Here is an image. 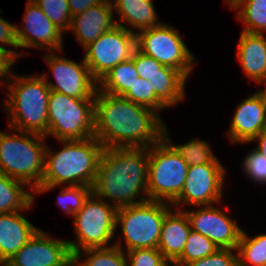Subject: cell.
Segmentation results:
<instances>
[{"label":"cell","instance_id":"9c48e42d","mask_svg":"<svg viewBox=\"0 0 266 266\" xmlns=\"http://www.w3.org/2000/svg\"><path fill=\"white\" fill-rule=\"evenodd\" d=\"M170 210L168 203L154 200L119 208L116 226L121 224L126 250L157 248L163 220Z\"/></svg>","mask_w":266,"mask_h":266},{"label":"cell","instance_id":"6da1fadb","mask_svg":"<svg viewBox=\"0 0 266 266\" xmlns=\"http://www.w3.org/2000/svg\"><path fill=\"white\" fill-rule=\"evenodd\" d=\"M163 126L156 111L97 89L94 137L104 148H149L162 139Z\"/></svg>","mask_w":266,"mask_h":266},{"label":"cell","instance_id":"8d00e7d4","mask_svg":"<svg viewBox=\"0 0 266 266\" xmlns=\"http://www.w3.org/2000/svg\"><path fill=\"white\" fill-rule=\"evenodd\" d=\"M244 172L249 175L251 179L258 183H266V158L253 149L252 152L247 154L243 162Z\"/></svg>","mask_w":266,"mask_h":266},{"label":"cell","instance_id":"60d3db41","mask_svg":"<svg viewBox=\"0 0 266 266\" xmlns=\"http://www.w3.org/2000/svg\"><path fill=\"white\" fill-rule=\"evenodd\" d=\"M258 140V147L255 148L266 158V129L259 133L251 142Z\"/></svg>","mask_w":266,"mask_h":266},{"label":"cell","instance_id":"d6986e66","mask_svg":"<svg viewBox=\"0 0 266 266\" xmlns=\"http://www.w3.org/2000/svg\"><path fill=\"white\" fill-rule=\"evenodd\" d=\"M38 230L19 212L0 214V265L7 263Z\"/></svg>","mask_w":266,"mask_h":266},{"label":"cell","instance_id":"484cf974","mask_svg":"<svg viewBox=\"0 0 266 266\" xmlns=\"http://www.w3.org/2000/svg\"><path fill=\"white\" fill-rule=\"evenodd\" d=\"M162 139L179 155L183 157L188 166L219 163L217 158L211 152L209 144L205 141L191 140L186 144L171 145V140L167 138L166 126L162 129Z\"/></svg>","mask_w":266,"mask_h":266},{"label":"cell","instance_id":"83f0119b","mask_svg":"<svg viewBox=\"0 0 266 266\" xmlns=\"http://www.w3.org/2000/svg\"><path fill=\"white\" fill-rule=\"evenodd\" d=\"M234 9L239 10L237 17L245 24L244 32L266 31V0H242Z\"/></svg>","mask_w":266,"mask_h":266},{"label":"cell","instance_id":"d590c367","mask_svg":"<svg viewBox=\"0 0 266 266\" xmlns=\"http://www.w3.org/2000/svg\"><path fill=\"white\" fill-rule=\"evenodd\" d=\"M235 249L219 248L207 257L191 261L185 266H238V256L232 251Z\"/></svg>","mask_w":266,"mask_h":266},{"label":"cell","instance_id":"ee69618b","mask_svg":"<svg viewBox=\"0 0 266 266\" xmlns=\"http://www.w3.org/2000/svg\"><path fill=\"white\" fill-rule=\"evenodd\" d=\"M74 265H75V266H78L77 264L74 263V261L71 262V264H70L69 266H74Z\"/></svg>","mask_w":266,"mask_h":266},{"label":"cell","instance_id":"2e32d148","mask_svg":"<svg viewBox=\"0 0 266 266\" xmlns=\"http://www.w3.org/2000/svg\"><path fill=\"white\" fill-rule=\"evenodd\" d=\"M24 25L16 27L18 44L22 48L37 47L61 51L62 31L59 30L33 1L27 0Z\"/></svg>","mask_w":266,"mask_h":266},{"label":"cell","instance_id":"1f68e13d","mask_svg":"<svg viewBox=\"0 0 266 266\" xmlns=\"http://www.w3.org/2000/svg\"><path fill=\"white\" fill-rule=\"evenodd\" d=\"M49 18V20L62 32L71 25V14L68 0H33Z\"/></svg>","mask_w":266,"mask_h":266},{"label":"cell","instance_id":"30bf717a","mask_svg":"<svg viewBox=\"0 0 266 266\" xmlns=\"http://www.w3.org/2000/svg\"><path fill=\"white\" fill-rule=\"evenodd\" d=\"M136 48L164 66L180 71L186 78L192 71L194 57L180 34L170 25L162 23L136 33Z\"/></svg>","mask_w":266,"mask_h":266},{"label":"cell","instance_id":"5bb4252c","mask_svg":"<svg viewBox=\"0 0 266 266\" xmlns=\"http://www.w3.org/2000/svg\"><path fill=\"white\" fill-rule=\"evenodd\" d=\"M73 262L66 240L50 239L40 229L6 263L8 266H69Z\"/></svg>","mask_w":266,"mask_h":266},{"label":"cell","instance_id":"836d02e7","mask_svg":"<svg viewBox=\"0 0 266 266\" xmlns=\"http://www.w3.org/2000/svg\"><path fill=\"white\" fill-rule=\"evenodd\" d=\"M126 255L127 266H169L157 248L129 250Z\"/></svg>","mask_w":266,"mask_h":266},{"label":"cell","instance_id":"7c38bea8","mask_svg":"<svg viewBox=\"0 0 266 266\" xmlns=\"http://www.w3.org/2000/svg\"><path fill=\"white\" fill-rule=\"evenodd\" d=\"M225 169L220 163L188 166L180 196L172 205H213L220 202Z\"/></svg>","mask_w":266,"mask_h":266},{"label":"cell","instance_id":"ab89813d","mask_svg":"<svg viewBox=\"0 0 266 266\" xmlns=\"http://www.w3.org/2000/svg\"><path fill=\"white\" fill-rule=\"evenodd\" d=\"M104 0H68L71 17L85 12L89 7L102 3Z\"/></svg>","mask_w":266,"mask_h":266},{"label":"cell","instance_id":"e575fe53","mask_svg":"<svg viewBox=\"0 0 266 266\" xmlns=\"http://www.w3.org/2000/svg\"><path fill=\"white\" fill-rule=\"evenodd\" d=\"M132 59L139 77L150 81V78L158 74H163L164 65L156 61L154 58L145 55L137 48L133 52Z\"/></svg>","mask_w":266,"mask_h":266},{"label":"cell","instance_id":"ffe728a7","mask_svg":"<svg viewBox=\"0 0 266 266\" xmlns=\"http://www.w3.org/2000/svg\"><path fill=\"white\" fill-rule=\"evenodd\" d=\"M191 225L186 211H169L163 220L157 249L171 263L183 252Z\"/></svg>","mask_w":266,"mask_h":266},{"label":"cell","instance_id":"3957f363","mask_svg":"<svg viewBox=\"0 0 266 266\" xmlns=\"http://www.w3.org/2000/svg\"><path fill=\"white\" fill-rule=\"evenodd\" d=\"M57 153L45 151V171L36 193L45 192L64 183L69 186L93 187L104 147L94 137L85 140H64Z\"/></svg>","mask_w":266,"mask_h":266},{"label":"cell","instance_id":"44dd1931","mask_svg":"<svg viewBox=\"0 0 266 266\" xmlns=\"http://www.w3.org/2000/svg\"><path fill=\"white\" fill-rule=\"evenodd\" d=\"M245 73L258 81L266 75V38L262 34L241 32L237 52Z\"/></svg>","mask_w":266,"mask_h":266},{"label":"cell","instance_id":"74e56055","mask_svg":"<svg viewBox=\"0 0 266 266\" xmlns=\"http://www.w3.org/2000/svg\"><path fill=\"white\" fill-rule=\"evenodd\" d=\"M0 43L9 44L15 48H19L16 26L0 17Z\"/></svg>","mask_w":266,"mask_h":266},{"label":"cell","instance_id":"7a4b0ae2","mask_svg":"<svg viewBox=\"0 0 266 266\" xmlns=\"http://www.w3.org/2000/svg\"><path fill=\"white\" fill-rule=\"evenodd\" d=\"M148 160L147 147L104 148L92 192L117 209L147 201ZM140 191L146 198L136 201Z\"/></svg>","mask_w":266,"mask_h":266},{"label":"cell","instance_id":"52a82bcc","mask_svg":"<svg viewBox=\"0 0 266 266\" xmlns=\"http://www.w3.org/2000/svg\"><path fill=\"white\" fill-rule=\"evenodd\" d=\"M148 156V200L173 203L183 189L188 164L163 139L148 148Z\"/></svg>","mask_w":266,"mask_h":266},{"label":"cell","instance_id":"d4e9b609","mask_svg":"<svg viewBox=\"0 0 266 266\" xmlns=\"http://www.w3.org/2000/svg\"><path fill=\"white\" fill-rule=\"evenodd\" d=\"M137 78H139V74L135 69L134 60L131 58L120 62L103 76L98 81L103 88L98 87V90L113 96H123Z\"/></svg>","mask_w":266,"mask_h":266},{"label":"cell","instance_id":"7bdbcfd3","mask_svg":"<svg viewBox=\"0 0 266 266\" xmlns=\"http://www.w3.org/2000/svg\"><path fill=\"white\" fill-rule=\"evenodd\" d=\"M231 6V9H234L242 0H225Z\"/></svg>","mask_w":266,"mask_h":266},{"label":"cell","instance_id":"d6a6232c","mask_svg":"<svg viewBox=\"0 0 266 266\" xmlns=\"http://www.w3.org/2000/svg\"><path fill=\"white\" fill-rule=\"evenodd\" d=\"M91 193L92 187L87 185L66 186L60 192L57 201L66 213L74 216L82 209L84 201Z\"/></svg>","mask_w":266,"mask_h":266},{"label":"cell","instance_id":"8fae6325","mask_svg":"<svg viewBox=\"0 0 266 266\" xmlns=\"http://www.w3.org/2000/svg\"><path fill=\"white\" fill-rule=\"evenodd\" d=\"M87 46L84 60L98 82L113 67L132 58L136 49V33L120 22Z\"/></svg>","mask_w":266,"mask_h":266},{"label":"cell","instance_id":"ba28073f","mask_svg":"<svg viewBox=\"0 0 266 266\" xmlns=\"http://www.w3.org/2000/svg\"><path fill=\"white\" fill-rule=\"evenodd\" d=\"M96 198V199H95ZM117 208L95 196L92 192L84 201L82 209L74 214L77 241H67L73 261L81 258V249L105 248L116 230Z\"/></svg>","mask_w":266,"mask_h":266},{"label":"cell","instance_id":"cb8c5ba5","mask_svg":"<svg viewBox=\"0 0 266 266\" xmlns=\"http://www.w3.org/2000/svg\"><path fill=\"white\" fill-rule=\"evenodd\" d=\"M24 182L13 179L0 172V214L26 210L34 201V196L27 193Z\"/></svg>","mask_w":266,"mask_h":266},{"label":"cell","instance_id":"b9f144b4","mask_svg":"<svg viewBox=\"0 0 266 266\" xmlns=\"http://www.w3.org/2000/svg\"><path fill=\"white\" fill-rule=\"evenodd\" d=\"M264 82L265 83V86H266V75L261 78L260 80L257 81V83H262ZM262 99L263 103L266 105V87L264 90H260L259 92H256Z\"/></svg>","mask_w":266,"mask_h":266},{"label":"cell","instance_id":"f546056e","mask_svg":"<svg viewBox=\"0 0 266 266\" xmlns=\"http://www.w3.org/2000/svg\"><path fill=\"white\" fill-rule=\"evenodd\" d=\"M120 241L110 247L85 249L87 259L83 263L74 261L78 266H127L126 254L120 246Z\"/></svg>","mask_w":266,"mask_h":266},{"label":"cell","instance_id":"9a60e30c","mask_svg":"<svg viewBox=\"0 0 266 266\" xmlns=\"http://www.w3.org/2000/svg\"><path fill=\"white\" fill-rule=\"evenodd\" d=\"M205 207L186 212L191 230L207 237L218 248L236 250L242 233L241 228L218 208L212 205Z\"/></svg>","mask_w":266,"mask_h":266},{"label":"cell","instance_id":"7402d4cb","mask_svg":"<svg viewBox=\"0 0 266 266\" xmlns=\"http://www.w3.org/2000/svg\"><path fill=\"white\" fill-rule=\"evenodd\" d=\"M113 2V10H117L121 21L135 29L142 31L162 24L156 22L157 16L151 0H115Z\"/></svg>","mask_w":266,"mask_h":266},{"label":"cell","instance_id":"603a6c76","mask_svg":"<svg viewBox=\"0 0 266 266\" xmlns=\"http://www.w3.org/2000/svg\"><path fill=\"white\" fill-rule=\"evenodd\" d=\"M186 77L178 70L164 66L163 74L150 78L154 93L169 107L183 100Z\"/></svg>","mask_w":266,"mask_h":266},{"label":"cell","instance_id":"e0dca14e","mask_svg":"<svg viewBox=\"0 0 266 266\" xmlns=\"http://www.w3.org/2000/svg\"><path fill=\"white\" fill-rule=\"evenodd\" d=\"M266 129V105L255 93L238 105L228 132L233 142H251Z\"/></svg>","mask_w":266,"mask_h":266},{"label":"cell","instance_id":"5b68a950","mask_svg":"<svg viewBox=\"0 0 266 266\" xmlns=\"http://www.w3.org/2000/svg\"><path fill=\"white\" fill-rule=\"evenodd\" d=\"M6 134L0 131V172L24 182L35 190L41 184L45 171L43 135L18 131Z\"/></svg>","mask_w":266,"mask_h":266},{"label":"cell","instance_id":"277c9868","mask_svg":"<svg viewBox=\"0 0 266 266\" xmlns=\"http://www.w3.org/2000/svg\"><path fill=\"white\" fill-rule=\"evenodd\" d=\"M8 76L7 101L4 104L9 113L13 131L47 136L48 98L51 89L42 75Z\"/></svg>","mask_w":266,"mask_h":266},{"label":"cell","instance_id":"4dcf8cb0","mask_svg":"<svg viewBox=\"0 0 266 266\" xmlns=\"http://www.w3.org/2000/svg\"><path fill=\"white\" fill-rule=\"evenodd\" d=\"M135 104L142 105L154 111L168 107L153 91L150 82L137 78L132 87L122 96Z\"/></svg>","mask_w":266,"mask_h":266},{"label":"cell","instance_id":"ac0fdd59","mask_svg":"<svg viewBox=\"0 0 266 266\" xmlns=\"http://www.w3.org/2000/svg\"><path fill=\"white\" fill-rule=\"evenodd\" d=\"M113 11L112 2L104 0L72 17L69 29L74 31L77 41L84 49L116 25Z\"/></svg>","mask_w":266,"mask_h":266},{"label":"cell","instance_id":"f1b7e54d","mask_svg":"<svg viewBox=\"0 0 266 266\" xmlns=\"http://www.w3.org/2000/svg\"><path fill=\"white\" fill-rule=\"evenodd\" d=\"M217 249L219 248L207 237L191 230L182 254L172 264L173 266H185L191 261L213 254Z\"/></svg>","mask_w":266,"mask_h":266},{"label":"cell","instance_id":"8992f818","mask_svg":"<svg viewBox=\"0 0 266 266\" xmlns=\"http://www.w3.org/2000/svg\"><path fill=\"white\" fill-rule=\"evenodd\" d=\"M48 103L47 135L59 141L94 136L95 99H78L51 91Z\"/></svg>","mask_w":266,"mask_h":266},{"label":"cell","instance_id":"4fadbf2b","mask_svg":"<svg viewBox=\"0 0 266 266\" xmlns=\"http://www.w3.org/2000/svg\"><path fill=\"white\" fill-rule=\"evenodd\" d=\"M45 60L57 82V85L48 82L47 74L42 76L51 91L78 99H95L98 82L92 77L84 59L78 64L51 53Z\"/></svg>","mask_w":266,"mask_h":266},{"label":"cell","instance_id":"f35d334b","mask_svg":"<svg viewBox=\"0 0 266 266\" xmlns=\"http://www.w3.org/2000/svg\"><path fill=\"white\" fill-rule=\"evenodd\" d=\"M20 55V53L12 51V49L8 50L0 45V79L5 75L8 76L11 66Z\"/></svg>","mask_w":266,"mask_h":266},{"label":"cell","instance_id":"4316f807","mask_svg":"<svg viewBox=\"0 0 266 266\" xmlns=\"http://www.w3.org/2000/svg\"><path fill=\"white\" fill-rule=\"evenodd\" d=\"M236 251L238 266H266V234L249 238L242 231Z\"/></svg>","mask_w":266,"mask_h":266}]
</instances>
